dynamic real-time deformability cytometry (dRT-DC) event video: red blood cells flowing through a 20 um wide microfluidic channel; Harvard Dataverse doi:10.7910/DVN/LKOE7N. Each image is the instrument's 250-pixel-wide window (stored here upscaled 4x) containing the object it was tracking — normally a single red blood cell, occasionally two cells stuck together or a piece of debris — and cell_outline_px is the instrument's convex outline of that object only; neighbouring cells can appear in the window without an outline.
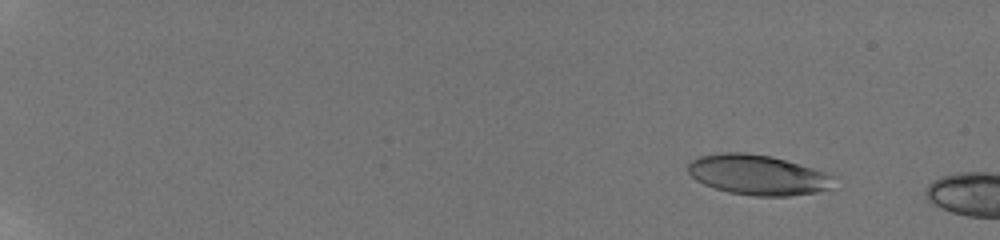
{"species": "human", "species_latin": "Homo sapiens", "temperature_condition": "room temperature", "stored_images_in_passage": 14, "camera_frame_rate_fps": 3000, "um_per_image_px": 0.085, "donor": {"sex": "male"}, "frame": {"image": 1, "passage_image": 8, "time_ms": 2.333, "image_size_px": [1000, 240], "cell_outline_px": [[836, 176], [832, 188], [816, 192], [788, 196], [752, 196], [728, 192], [704, 184], [696, 180], [688, 172], [688, 164], [696, 156], [720, 152], [744, 152], [772, 156], [828, 172]], "centroid_in_image_um": [64.44, 14.85], "position_along_channel_um": 20.6, "area_um2": 34.51}}